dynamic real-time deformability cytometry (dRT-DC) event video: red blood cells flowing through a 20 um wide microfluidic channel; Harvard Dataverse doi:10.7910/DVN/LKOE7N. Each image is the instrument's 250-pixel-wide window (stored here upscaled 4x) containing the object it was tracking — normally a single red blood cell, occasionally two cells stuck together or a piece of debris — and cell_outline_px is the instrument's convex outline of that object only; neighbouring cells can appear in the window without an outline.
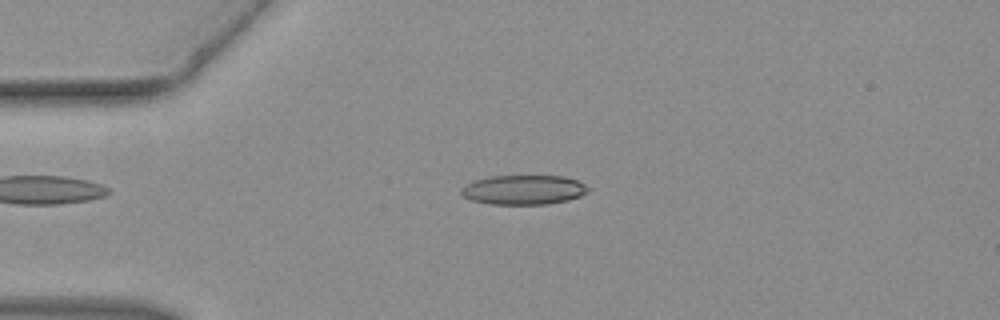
{"species": "common noctule bat (a hibernating species)", "species_latin": "Nyctalus noctula", "temperature_condition": "warm", "stored_images_in_passage": 36, "camera_frame_rate_fps": 3000, "um_per_image_px": 0.085, "animal": {"sex": "female", "body_mass_g": 19.3, "forearm_length_mm": 54.1}, "frame": {"image": 1, "passage_image": 1, "time_ms": 0.0, "image_size_px": [1000, 320], "cell_outline_px": [[588, 192], [580, 196], [568, 200], [548, 204], [488, 204], [472, 200], [464, 196], [460, 192], [460, 188], [472, 180], [488, 176], [564, 176], [576, 180], [584, 184], [588, 188]], "centroid_in_image_um": [44.47, 16.13], "position_along_channel_um": 40.5, "area_um2": 21.91}}
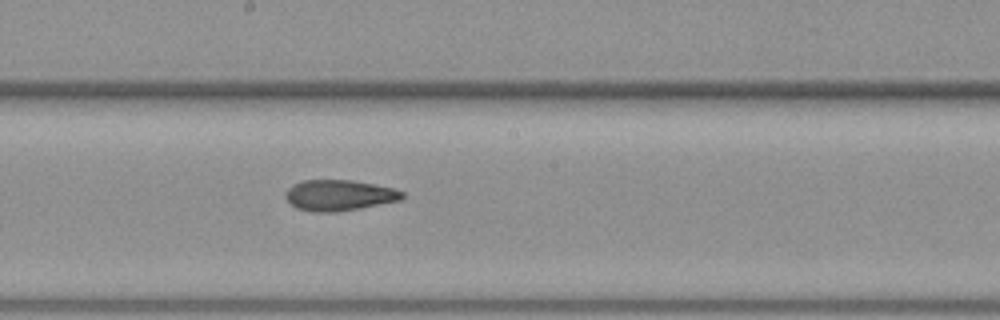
{"frame": {"image": 2, "passage_image": 15, "time_ms": 4.667, "image_size_px": [1000, 320], "cell_outline_px": [[404, 196], [400, 200], [360, 208], [336, 212], [316, 212], [296, 208], [284, 196], [288, 188], [304, 180], [352, 180], [376, 184], [392, 188], [404, 192]], "centroid_in_image_um": [28.84, 16.6], "position_along_channel_um": 219.4, "area_um2": 20.81}}
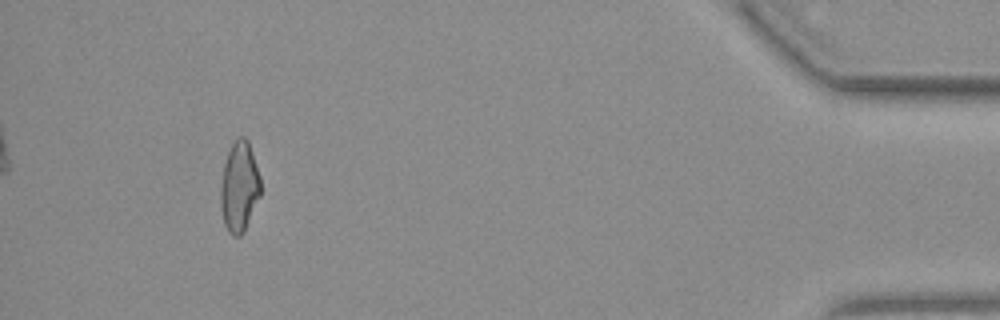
{"frame": {"image": 3, "passage_image": 33, "time_ms": 10.667, "image_size_px": [1000, 320], "cell_outline_px": [[260, 196], [244, 232], [240, 236], [232, 236], [228, 232], [224, 224], [220, 208], [220, 184], [224, 164], [228, 152], [232, 144], [240, 136], [244, 136], [248, 140], [260, 176]], "centroid_in_image_um": [20.33, 15.91], "position_along_channel_um": 414.9, "area_um2": 21.15}}